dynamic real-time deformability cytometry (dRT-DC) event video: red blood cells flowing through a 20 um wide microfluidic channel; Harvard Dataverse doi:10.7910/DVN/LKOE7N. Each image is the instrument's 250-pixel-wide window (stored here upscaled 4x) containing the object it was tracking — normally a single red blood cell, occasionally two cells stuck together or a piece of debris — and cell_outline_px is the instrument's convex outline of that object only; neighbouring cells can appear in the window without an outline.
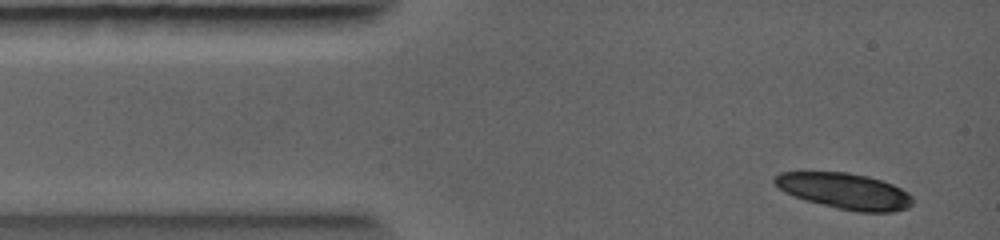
{"species": "common noctule bat (a hibernating species)", "species_latin": "Nyctalus noctula", "temperature_condition": "warm", "stored_images_in_passage": 2, "camera_frame_rate_fps": 5000, "um_per_image_px": 0.085, "animal": {"sex": "female", "body_mass_g": 19.0, "forearm_length_mm": 56.7}, "frame": {"image": 1, "passage_image": 1, "time_ms": 0.0, "image_size_px": [1000, 240], "cell_outline_px": [[912, 204], [908, 208], [892, 212], [856, 212], [836, 208], [804, 200], [792, 196], [784, 192], [772, 180], [780, 172], [844, 172], [864, 176], [880, 180], [892, 184], [908, 192], [912, 196]], "centroid_in_image_um": [71.79, 16.25], "position_along_channel_um": 13.2, "area_um2": 28.84}}